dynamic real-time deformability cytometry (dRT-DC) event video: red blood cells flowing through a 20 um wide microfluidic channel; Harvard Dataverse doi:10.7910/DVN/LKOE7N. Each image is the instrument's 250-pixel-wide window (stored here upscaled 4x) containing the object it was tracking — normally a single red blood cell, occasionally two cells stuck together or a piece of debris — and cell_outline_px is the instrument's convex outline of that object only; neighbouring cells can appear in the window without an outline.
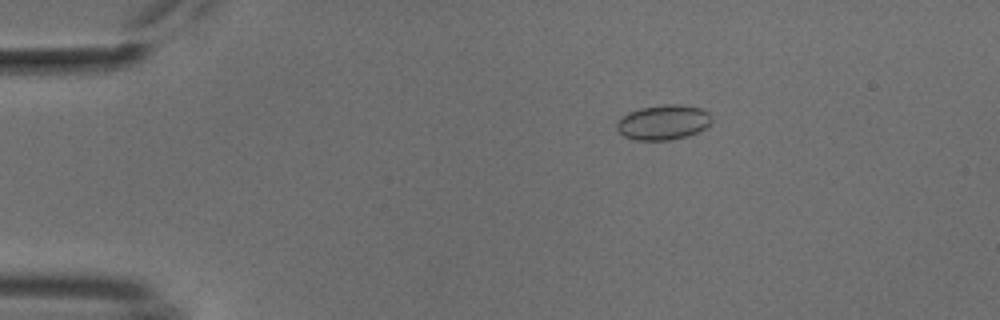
{"species": "common noctule bat (a hibernating species)", "species_latin": "Nyctalus noctula", "temperature_condition": "cold", "stored_images_in_passage": 54, "camera_frame_rate_fps": 3000, "um_per_image_px": 0.085, "animal": {"sex": "male", "body_mass_g": 18.8}, "frame": {"image": 1, "passage_image": 10, "time_ms": 3.0, "image_size_px": [1000, 320], "cell_outline_px": [[712, 120], [704, 128], [688, 136], [668, 140], [636, 140], [624, 136], [616, 128], [616, 124], [628, 112], [640, 108], [664, 104], [680, 104], [704, 108], [712, 116]], "centroid_in_image_um": [56.4, 10.38], "position_along_channel_um": 28.6, "area_um2": 19.31}}
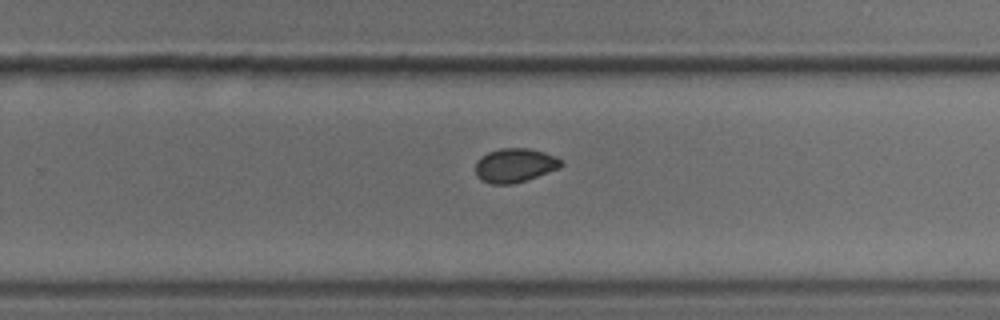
{"frame": {"image": 2, "passage_image": 35, "time_ms": 11.333, "image_size_px": [1000, 320], "cell_outline_px": [[564, 164], [556, 168], [536, 176], [512, 184], [492, 184], [480, 180], [476, 176], [476, 160], [480, 156], [488, 152], [500, 148], [528, 148], [544, 152], [556, 156], [564, 160]], "centroid_in_image_um": [43.73, 14.03], "position_along_channel_um": 286.1, "area_um2": 16.94}}
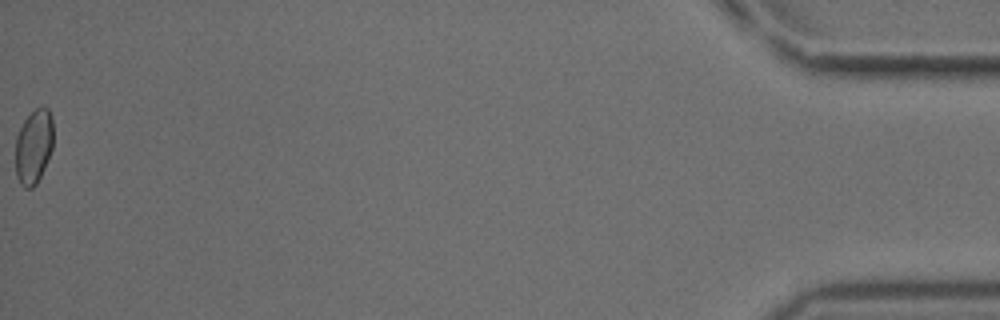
{"frame": {"image": 3, "passage_image": 54, "time_ms": 17.667, "image_size_px": [1000, 320], "cell_outline_px": [[52, 148], [44, 168], [36, 184], [32, 188], [24, 188], [20, 184], [16, 176], [16, 136], [24, 120], [36, 108], [44, 104], [48, 108], [52, 116]], "centroid_in_image_um": [2.86, 12.43], "position_along_channel_um": 432.3, "area_um2": 16.42}, "authors_computed_cell_mechanics": {"area_um2": 17.1088, "velocity_mm_per_s": 3.801, "shape_relaxation_time_tau1_ms": 6.0404, "shape_relaxation_time_tau2_ms": 1.6447, "deformation_change_tau1": 0.0719, "deformation_change_tau2": 0.0347}}